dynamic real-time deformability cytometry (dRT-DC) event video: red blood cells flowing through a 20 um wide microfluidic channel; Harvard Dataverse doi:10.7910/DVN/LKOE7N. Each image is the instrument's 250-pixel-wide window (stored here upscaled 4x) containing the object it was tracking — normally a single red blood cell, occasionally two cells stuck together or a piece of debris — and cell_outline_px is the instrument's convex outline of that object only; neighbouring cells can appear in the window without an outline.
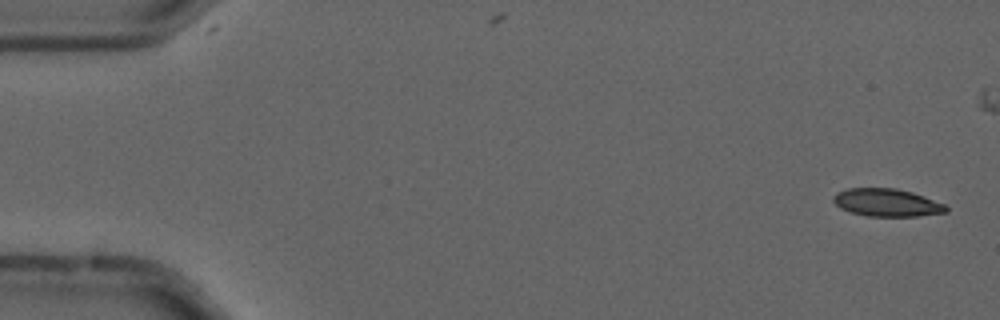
{"species": "common noctule bat (a hibernating species)", "species_latin": "Nyctalus noctula", "temperature_condition": "cold", "stored_images_in_passage": 6, "camera_frame_rate_fps": 3000, "um_per_image_px": 0.085, "animal": {"sex": "male", "forearm_length_mm": 52.5}, "frame": {"image": 1, "passage_image": 1, "time_ms": 0.0, "image_size_px": [1000, 320], "cell_outline_px": [[948, 212], [916, 216], [864, 216], [840, 208], [832, 200], [832, 196], [836, 192], [848, 188], [896, 188], [912, 192], [924, 196], [944, 204], [948, 208]], "centroid_in_image_um": [75.36, 17.21], "position_along_channel_um": 9.6, "area_um2": 18.26}}